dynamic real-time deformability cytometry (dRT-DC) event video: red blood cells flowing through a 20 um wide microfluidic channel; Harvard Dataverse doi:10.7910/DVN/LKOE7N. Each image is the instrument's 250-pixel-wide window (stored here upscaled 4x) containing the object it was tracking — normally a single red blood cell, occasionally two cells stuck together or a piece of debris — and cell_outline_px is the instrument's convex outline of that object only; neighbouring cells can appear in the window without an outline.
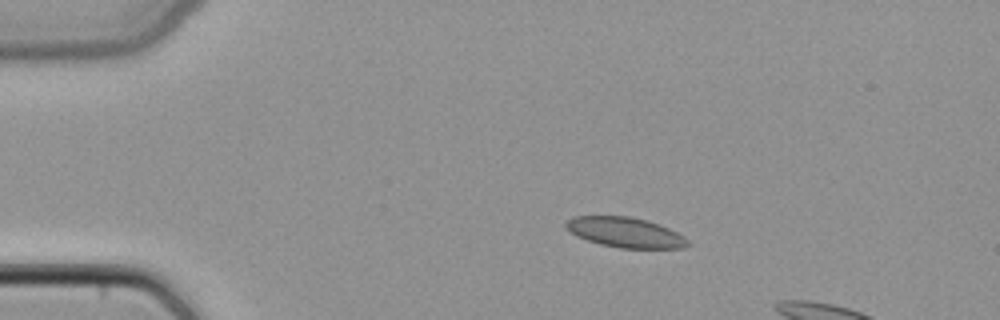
{"species": "common noctule bat (a hibernating species)", "species_latin": "Nyctalus noctula", "temperature_condition": "cold", "stored_images_in_passage": 16, "camera_frame_rate_fps": 3000, "um_per_image_px": 0.085, "animal": {"sex": "female", "body_mass_g": 22.7, "forearm_length_mm": 54.2}, "frame": {"image": 1, "passage_image": 10, "time_ms": 3.0, "image_size_px": [1000, 320], "cell_outline_px": [[688, 244], [684, 248], [620, 248], [600, 244], [576, 236], [564, 224], [572, 216], [628, 216], [648, 220], [668, 228], [684, 236], [688, 240]], "centroid_in_image_um": [53.15, 19.75], "position_along_channel_um": 31.9, "area_um2": 21.21}}